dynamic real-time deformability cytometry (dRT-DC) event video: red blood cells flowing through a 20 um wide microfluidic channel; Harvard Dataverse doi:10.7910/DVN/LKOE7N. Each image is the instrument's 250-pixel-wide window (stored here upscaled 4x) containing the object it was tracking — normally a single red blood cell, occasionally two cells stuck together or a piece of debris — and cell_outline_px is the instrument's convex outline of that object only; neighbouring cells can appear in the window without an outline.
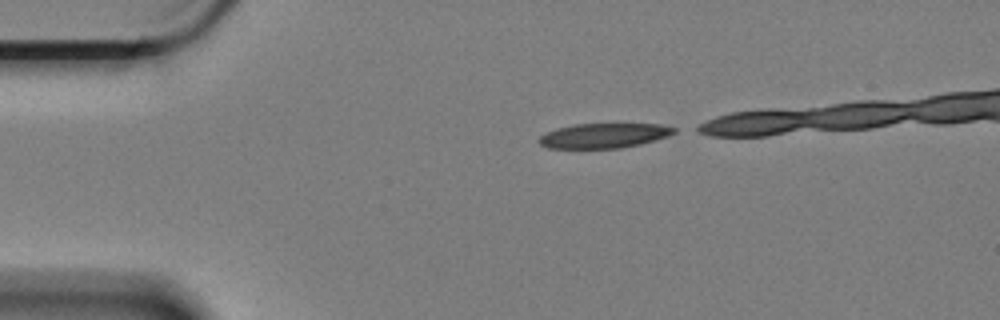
{"species": "Egyptian fruit bat (a non-hibernating species)", "species_latin": "Rousettus aegyptiacus", "temperature_condition": "cold", "stored_images_in_passage": 15, "camera_frame_rate_fps": 3000, "um_per_image_px": 0.085, "animal": {"sex": "female"}, "frame": {"image": 1, "passage_image": 1, "time_ms": 0.0, "image_size_px": [1000, 320], "cell_outline_px": [[676, 132], [668, 136], [640, 144], [620, 148], [548, 148], [540, 144], [540, 136], [556, 128], [576, 124], [660, 124], [676, 128]], "centroid_in_image_um": [51.35, 11.52], "position_along_channel_um": 33.6, "area_um2": 19.31}}
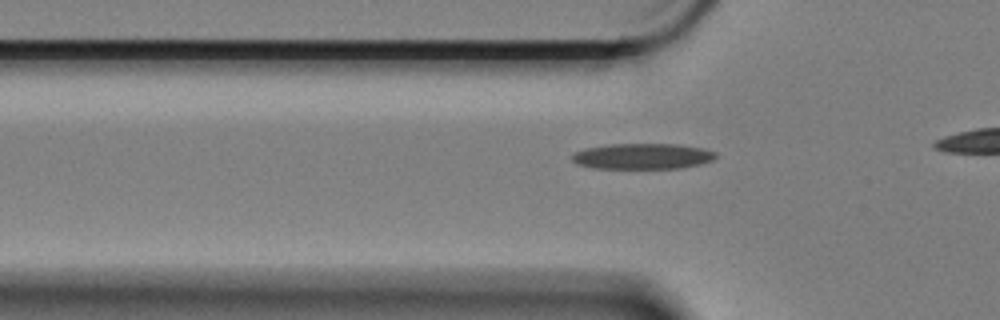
{"frame": {"image": 2, "passage_image": 8, "time_ms": 2.333, "image_size_px": [1000, 320], "cell_outline_px": [[716, 156], [712, 160], [700, 164], [684, 168], [592, 168], [576, 164], [572, 160], [572, 156], [576, 152], [584, 148], [608, 144], [676, 144], [700, 148], [716, 152]], "centroid_in_image_um": [54.59, 13.28], "position_along_channel_um": 71.2, "area_um2": 21.5}}
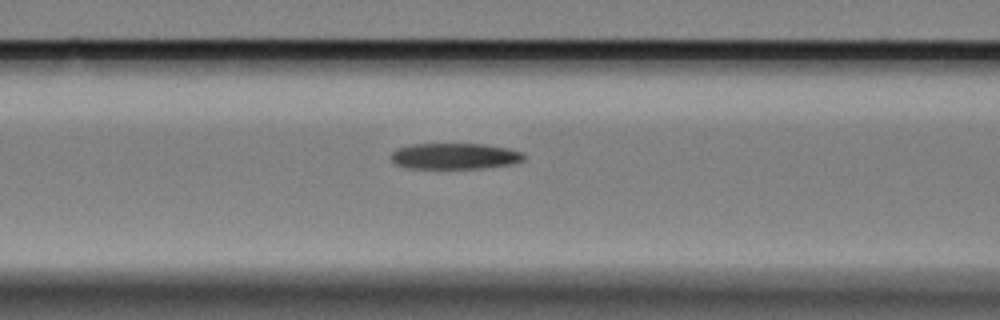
{"frame": {"image": 3, "passage_image": 13, "time_ms": 4.0, "image_size_px": [1000, 320], "cell_outline_px": [[524, 160], [512, 164], [484, 168], [408, 168], [396, 164], [392, 160], [392, 152], [396, 148], [412, 144], [484, 144], [504, 148], [520, 152], [524, 156]], "centroid_in_image_um": [38.62, 13.27], "position_along_channel_um": 128.0, "area_um2": 19.94}}